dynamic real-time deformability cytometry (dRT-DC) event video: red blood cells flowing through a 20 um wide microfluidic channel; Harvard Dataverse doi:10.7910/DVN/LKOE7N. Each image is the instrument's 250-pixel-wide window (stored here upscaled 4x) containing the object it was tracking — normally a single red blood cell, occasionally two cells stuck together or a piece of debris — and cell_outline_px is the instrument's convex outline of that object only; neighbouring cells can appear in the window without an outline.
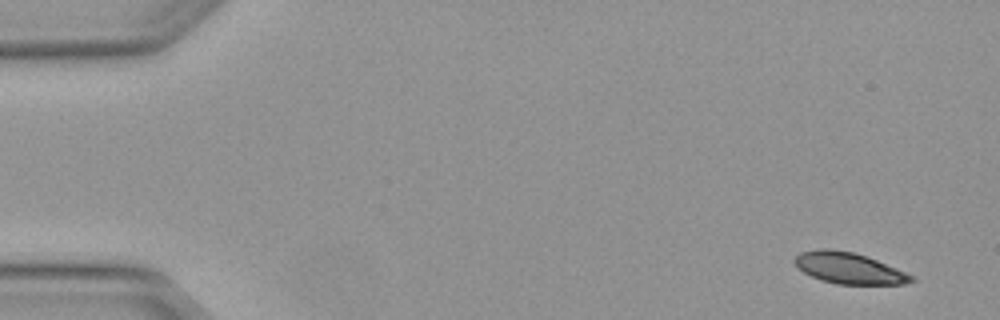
{"species": "Egyptian fruit bat (a non-hibernating species)", "species_latin": "Rousettus aegyptiacus", "temperature_condition": "warm", "stored_images_in_passage": 3, "camera_frame_rate_fps": 3000, "um_per_image_px": 0.085, "animal": {"sex": "female"}, "frame": {"image": 1, "passage_image": 1, "time_ms": 0.0, "image_size_px": [1000, 320], "cell_outline_px": [[916, 280], [904, 284], [836, 284], [820, 280], [796, 268], [792, 260], [800, 252], [820, 248], [828, 248], [852, 252], [876, 260], [916, 276]], "centroid_in_image_um": [72.13, 22.79], "position_along_channel_um": 12.9, "area_um2": 21.27}}